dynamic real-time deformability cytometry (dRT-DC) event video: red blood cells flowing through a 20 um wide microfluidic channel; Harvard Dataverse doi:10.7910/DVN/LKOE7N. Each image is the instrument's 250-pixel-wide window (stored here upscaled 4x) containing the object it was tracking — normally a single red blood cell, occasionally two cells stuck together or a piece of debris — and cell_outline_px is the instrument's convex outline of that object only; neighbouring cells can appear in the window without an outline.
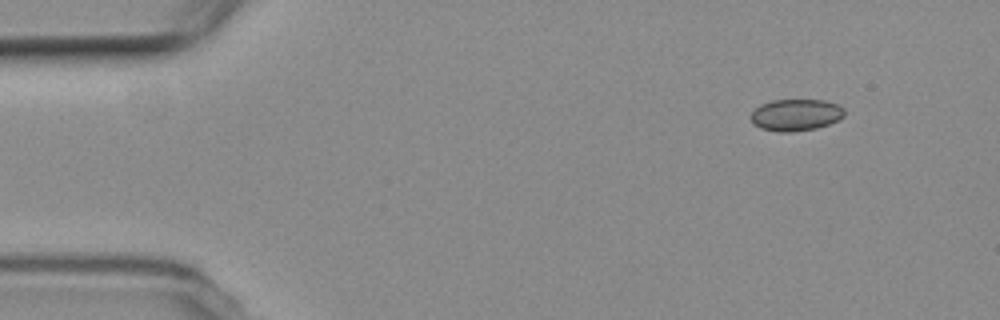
{"species": "common noctule bat (a hibernating species)", "species_latin": "Nyctalus noctula", "temperature_condition": "room temperature", "stored_images_in_passage": 4, "camera_frame_rate_fps": 3000, "um_per_image_px": 0.085, "animal": {"sex": "female", "body_mass_g": 19.3, "forearm_length_mm": 54.1}, "frame": {"image": 1, "passage_image": 1, "time_ms": 0.0, "image_size_px": [1000, 320], "cell_outline_px": [[844, 116], [828, 124], [816, 128], [792, 132], [776, 132], [760, 128], [752, 124], [752, 112], [760, 104], [772, 100], [824, 100], [840, 104], [844, 108]], "centroid_in_image_um": [67.64, 9.76], "position_along_channel_um": 17.4, "area_um2": 17.4}}
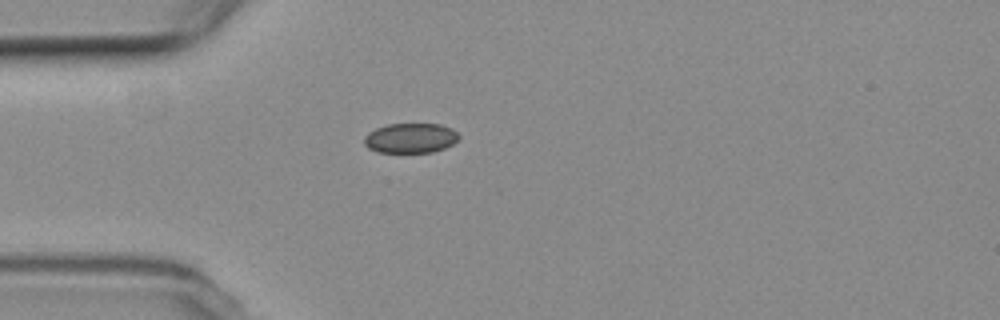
{"frame": {"image": 2, "passage_image": 4, "time_ms": 3.333, "image_size_px": [1000, 320], "cell_outline_px": [[460, 136], [452, 144], [444, 148], [432, 152], [376, 152], [368, 148], [364, 144], [364, 136], [368, 132], [376, 128], [388, 124], [440, 124], [452, 128]], "centroid_in_image_um": [34.87, 11.73], "position_along_channel_um": 50.1, "area_um2": 16.47}}